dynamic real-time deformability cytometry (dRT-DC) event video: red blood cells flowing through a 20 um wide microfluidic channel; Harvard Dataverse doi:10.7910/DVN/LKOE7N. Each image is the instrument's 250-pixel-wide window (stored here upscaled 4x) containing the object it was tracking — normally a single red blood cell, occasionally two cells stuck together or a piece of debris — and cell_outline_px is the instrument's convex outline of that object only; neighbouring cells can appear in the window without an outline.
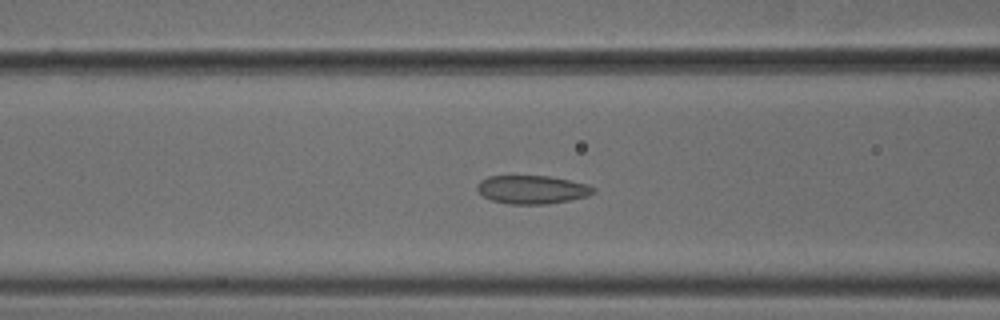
{"species": "common noctule bat (a hibernating species)", "species_latin": "Nyctalus noctula", "temperature_condition": "cold", "stored_images_in_passage": 38, "camera_frame_rate_fps": 3000, "um_per_image_px": 0.085, "animal": {"sex": "male", "body_mass_g": 18.8}, "frame": {"image": 1, "passage_image": 6, "time_ms": 1.667, "image_size_px": [1000, 320], "cell_outline_px": [[596, 192], [588, 196], [572, 200], [548, 204], [508, 204], [492, 200], [484, 196], [476, 188], [476, 184], [480, 180], [488, 176], [548, 176], [588, 184], [596, 188]], "centroid_in_image_um": [45.26, 16.12], "position_along_channel_um": 121.3, "area_um2": 19.36}}
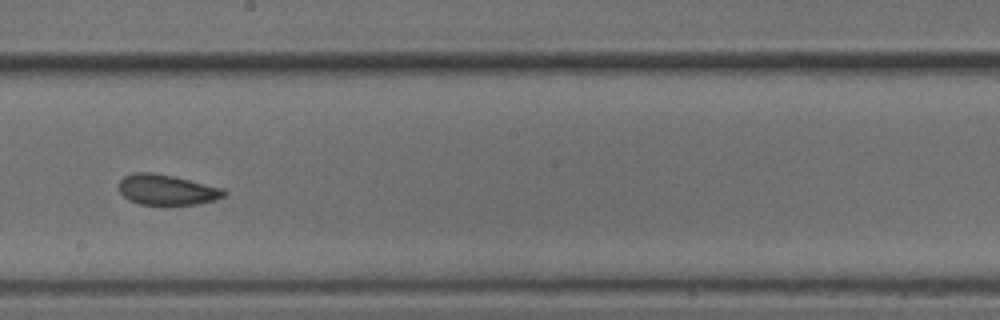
{"frame": {"image": 2, "passage_image": 15, "time_ms": 4.667, "image_size_px": [1000, 320], "cell_outline_px": [[228, 192], [224, 196], [216, 200], [196, 204], [140, 204], [128, 200], [120, 192], [120, 180], [124, 176], [136, 172], [152, 172], [172, 176], [224, 188]], "centroid_in_image_um": [14.2, 16.13], "position_along_channel_um": 234.0, "area_um2": 18.5}}
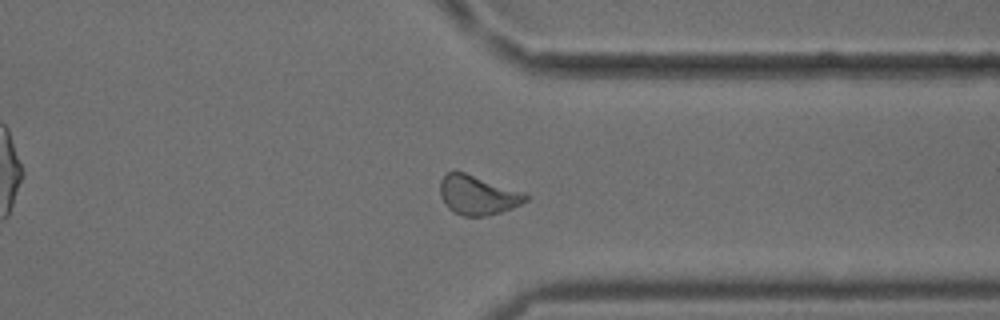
{"frame": {"image": 3, "passage_image": 26, "time_ms": 8.333, "image_size_px": [1000, 320], "cell_outline_px": [[528, 200], [512, 208], [488, 216], [464, 216], [448, 208], [440, 196], [440, 180], [448, 172], [464, 172], [524, 192], [528, 196]], "centroid_in_image_um": [40.61, 16.59], "position_along_channel_um": 370.8, "area_um2": 19.42}, "authors_computed_cell_mechanics": {"area_um2": 18.9295, "velocity_mm_per_s": 3.7471, "shape_relaxation_time_tau1_ms": null, "shape_relaxation_time_tau2_ms": 2.0309, "deformation_change_tau1": null, "deformation_change_tau2": 0.0765}}